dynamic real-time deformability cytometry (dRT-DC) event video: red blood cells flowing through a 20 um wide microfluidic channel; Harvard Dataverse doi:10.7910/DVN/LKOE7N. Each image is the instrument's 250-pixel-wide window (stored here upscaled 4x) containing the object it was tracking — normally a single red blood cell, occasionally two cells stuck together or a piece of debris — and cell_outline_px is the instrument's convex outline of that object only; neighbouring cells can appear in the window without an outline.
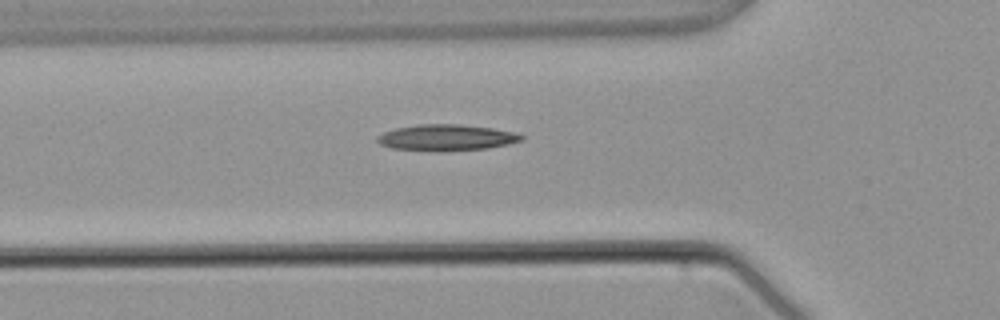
{"species": "common noctule bat (a hibernating species)", "species_latin": "Nyctalus noctula", "temperature_condition": "warm", "stored_images_in_passage": 4, "camera_frame_rate_fps": 3000, "um_per_image_px": 0.085, "animal": {"sex": "male", "body_mass_g": 21.5, "forearm_length_mm": 52.0}, "frame": {"image": 1, "passage_image": 4, "time_ms": 4.667, "image_size_px": [1000, 320], "cell_outline_px": [[524, 140], [508, 144], [488, 148], [392, 148], [380, 144], [376, 140], [376, 136], [384, 132], [396, 128], [420, 124], [460, 124], [492, 128], [516, 132], [524, 136]], "centroid_in_image_um": [38.0, 11.63], "position_along_channel_um": 87.8, "area_um2": 20.81}}